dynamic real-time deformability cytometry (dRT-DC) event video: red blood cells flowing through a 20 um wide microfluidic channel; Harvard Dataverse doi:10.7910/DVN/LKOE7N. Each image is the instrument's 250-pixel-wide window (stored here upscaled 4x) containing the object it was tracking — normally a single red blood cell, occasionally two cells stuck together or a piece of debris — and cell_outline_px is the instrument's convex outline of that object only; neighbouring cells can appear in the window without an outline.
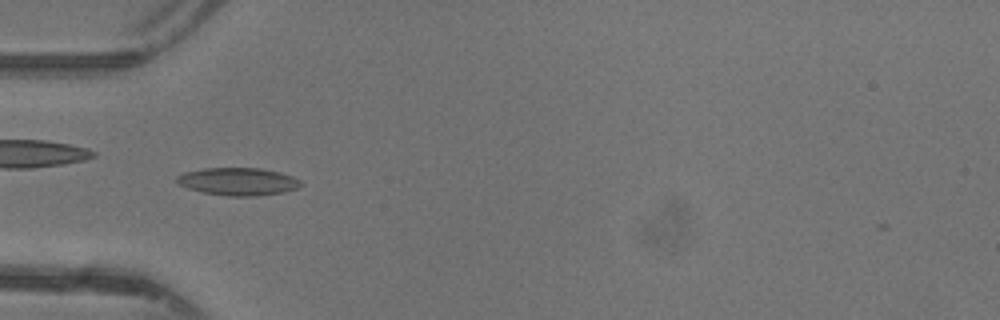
{"species": "common noctule bat (a hibernating species)", "species_latin": "Nyctalus noctula", "temperature_condition": "warm", "stored_images_in_passage": 34, "camera_frame_rate_fps": 3000, "um_per_image_px": 0.085, "animal": {"sex": "female"}, "frame": {"image": 1, "passage_image": 2, "time_ms": 0.333, "image_size_px": [1000, 320], "cell_outline_px": [[300, 184], [296, 188], [284, 192], [256, 196], [228, 196], [204, 192], [188, 188], [180, 184], [176, 180], [176, 176], [184, 172], [204, 168], [260, 168], [280, 172], [292, 176], [300, 180]], "centroid_in_image_um": [20.23, 15.42], "position_along_channel_um": 64.8, "area_um2": 19.83}}
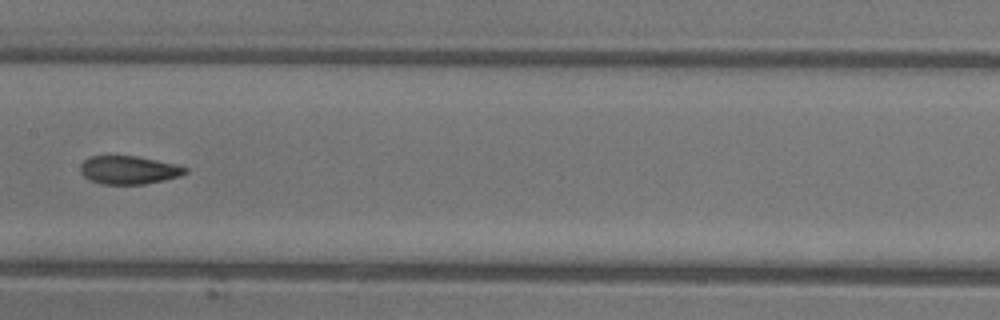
{"frame": {"image": 2, "passage_image": 11, "time_ms": 3.333, "image_size_px": [1000, 320], "cell_outline_px": [[188, 172], [180, 176], [164, 180], [144, 184], [100, 184], [88, 180], [80, 172], [80, 164], [84, 160], [92, 156], [136, 156], [156, 160], [188, 168]], "centroid_in_image_um": [10.91, 14.46], "position_along_channel_um": 196.5, "area_um2": 17.22}}
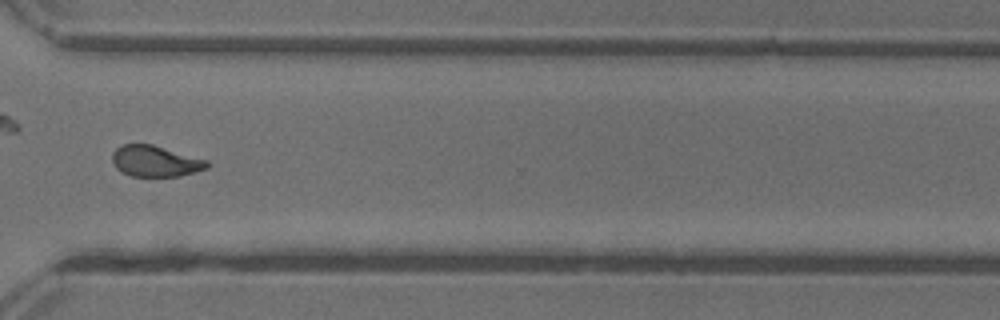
{"frame": {"image": 3, "passage_image": 22, "time_ms": 7.0, "image_size_px": [1000, 320], "cell_outline_px": [[208, 168], [180, 176], [132, 176], [116, 168], [112, 160], [112, 152], [116, 148], [124, 144], [152, 144], [208, 160]], "centroid_in_image_um": [13.2, 13.69], "position_along_channel_um": 357.4, "area_um2": 17.05}, "authors_computed_cell_mechanics": {"area_um2": 17.629, "velocity_mm_per_s": 4.4065, "shape_relaxation_time_tau1_ms": 5.8838, "shape_relaxation_time_tau2_ms": 1.4957, "deformation_change_tau1": 0.1557, "deformation_change_tau2": 0.0741}}